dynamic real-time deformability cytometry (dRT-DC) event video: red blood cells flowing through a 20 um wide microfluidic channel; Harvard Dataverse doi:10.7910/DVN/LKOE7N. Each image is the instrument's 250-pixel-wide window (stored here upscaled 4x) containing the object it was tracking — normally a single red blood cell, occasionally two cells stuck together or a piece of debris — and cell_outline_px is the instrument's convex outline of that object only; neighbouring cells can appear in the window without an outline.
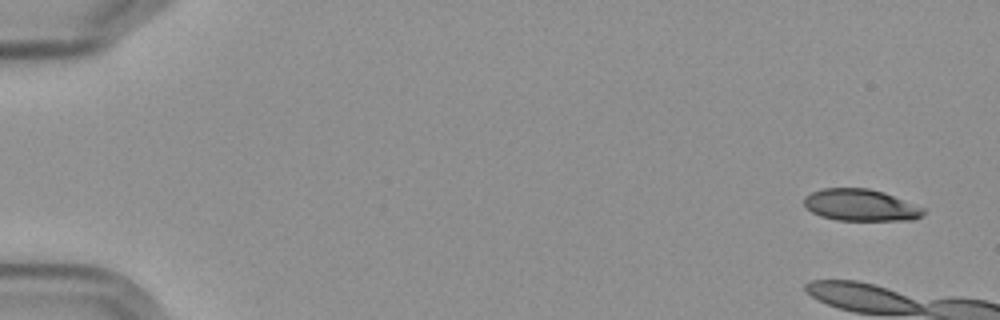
{"species": "Egyptian fruit bat (a non-hibernating species)", "species_latin": "Rousettus aegyptiacus", "temperature_condition": "cold", "stored_images_in_passage": 4, "camera_frame_rate_fps": 3000, "um_per_image_px": 0.085, "frame": {"image": 1, "passage_image": 1, "time_ms": 0.0, "image_size_px": [1000, 320], "cell_outline_px": [[924, 212], [920, 216], [912, 220], [836, 220], [820, 216], [812, 212], [804, 204], [804, 196], [820, 188], [868, 188], [884, 192], [924, 208]], "centroid_in_image_um": [73.12, 17.43], "position_along_channel_um": 11.9, "area_um2": 22.02}}